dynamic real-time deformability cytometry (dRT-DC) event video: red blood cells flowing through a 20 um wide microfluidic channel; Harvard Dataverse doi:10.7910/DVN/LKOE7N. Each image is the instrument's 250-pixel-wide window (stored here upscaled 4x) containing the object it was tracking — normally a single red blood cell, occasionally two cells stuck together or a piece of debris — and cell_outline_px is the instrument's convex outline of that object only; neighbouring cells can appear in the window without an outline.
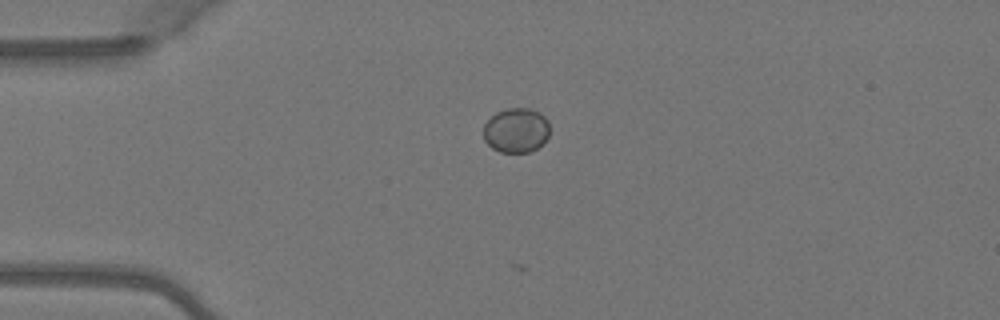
{"species": "Egyptian fruit bat (a non-hibernating species)", "species_latin": "Rousettus aegyptiacus", "temperature_condition": "warm", "stored_images_in_passage": 2, "camera_frame_rate_fps": 3000, "um_per_image_px": 0.085, "animal": {"sex": "female"}, "frame": {"image": 1, "passage_image": 1, "time_ms": 0.0, "image_size_px": [1000, 320], "cell_outline_px": [[548, 136], [536, 148], [528, 152], [500, 152], [492, 148], [484, 140], [484, 124], [496, 112], [508, 108], [528, 108], [540, 112], [548, 120]], "centroid_in_image_um": [43.86, 11.06], "position_along_channel_um": 41.1, "area_um2": 17.11}}